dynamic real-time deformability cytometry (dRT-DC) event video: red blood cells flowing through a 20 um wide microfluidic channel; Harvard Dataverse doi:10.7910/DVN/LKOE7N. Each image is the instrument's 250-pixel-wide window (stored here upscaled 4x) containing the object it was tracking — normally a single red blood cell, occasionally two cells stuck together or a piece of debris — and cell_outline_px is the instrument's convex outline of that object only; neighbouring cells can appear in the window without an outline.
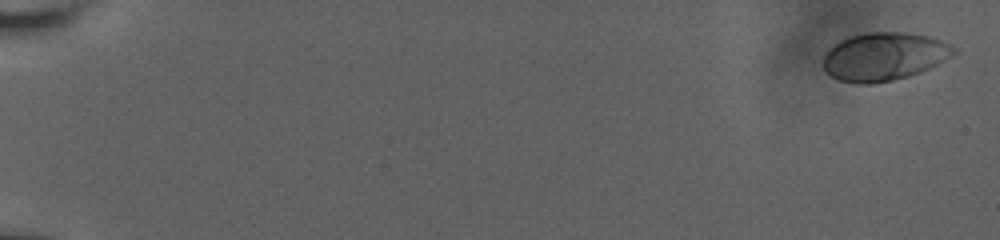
{"species": "human", "species_latin": "Homo sapiens", "temperature_condition": "room temperature", "stored_images_in_passage": 15, "camera_frame_rate_fps": 3000, "um_per_image_px": 0.085, "donor": {"sex": "male"}, "frame": {"image": 1, "passage_image": 1, "time_ms": 0.0, "image_size_px": [1000, 240], "cell_outline_px": [[956, 52], [944, 60], [928, 68], [908, 76], [892, 80], [872, 84], [860, 84], [840, 80], [832, 76], [824, 68], [824, 56], [828, 48], [832, 44], [848, 36], [868, 32], [908, 32], [928, 36], [952, 44], [956, 48]], "centroid_in_image_um": [75.13, 4.78], "position_along_channel_um": 9.9, "area_um2": 36.53}}
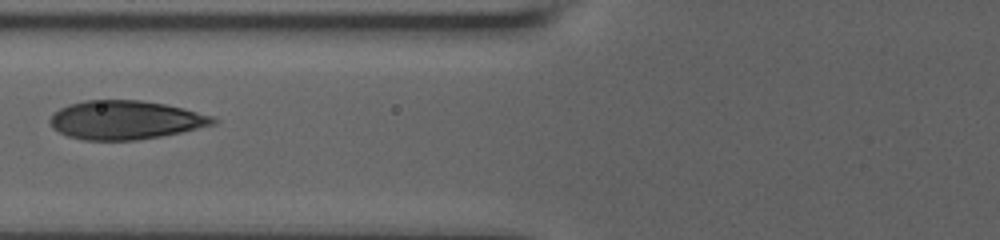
{"frame": {"image": 2, "passage_image": 13, "time_ms": 8.667, "image_size_px": [1000, 240], "cell_outline_px": [[216, 124], [180, 132], [160, 136], [136, 140], [84, 140], [68, 136], [52, 128], [48, 120], [60, 108], [68, 104], [84, 100], [140, 100], [164, 104], [212, 116], [216, 120]], "centroid_in_image_um": [10.61, 10.2], "position_along_channel_um": 115.2, "area_um2": 36.47}}
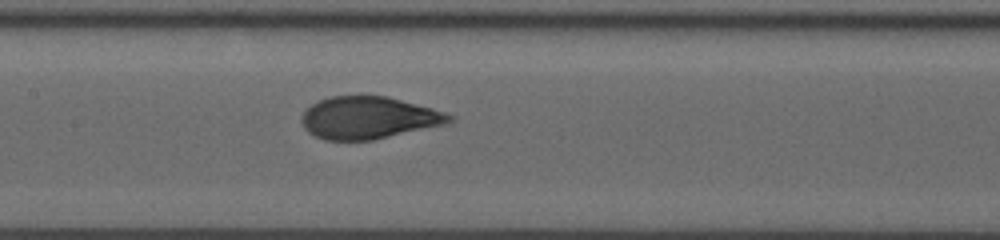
{"frame": {"image": 3, "passage_image": 15, "time_ms": 10.333, "image_size_px": [1000, 240], "cell_outline_px": [[456, 120], [444, 124], [372, 140], [324, 140], [308, 132], [304, 128], [304, 112], [312, 104], [320, 100], [332, 96], [388, 96], [432, 108], [456, 116]], "centroid_in_image_um": [31.37, 10.01], "position_along_channel_um": 176.0, "area_um2": 35.95}}